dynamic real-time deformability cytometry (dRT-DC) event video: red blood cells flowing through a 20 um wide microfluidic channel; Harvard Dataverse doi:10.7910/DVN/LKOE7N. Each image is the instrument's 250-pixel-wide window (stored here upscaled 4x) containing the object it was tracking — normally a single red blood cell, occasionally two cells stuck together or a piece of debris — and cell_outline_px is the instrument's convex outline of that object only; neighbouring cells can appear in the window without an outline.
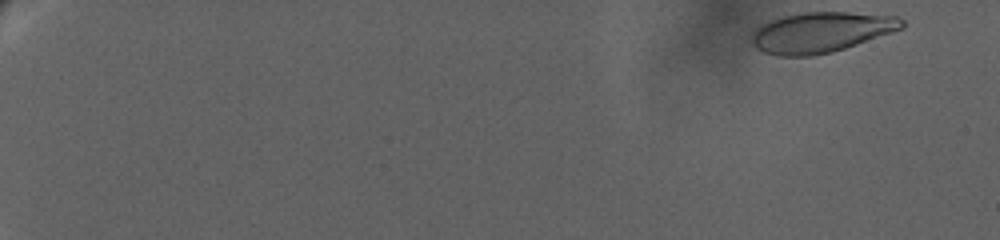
{"species": "human", "species_latin": "Homo sapiens", "temperature_condition": "warm", "stored_images_in_passage": 81, "camera_frame_rate_fps": 3000, "um_per_image_px": 0.085, "donor": {"sex": "female"}, "frame": {"image": 1, "passage_image": 2, "time_ms": 0.333, "image_size_px": [1000, 240], "cell_outline_px": [[904, 28], [832, 52], [812, 56], [776, 56], [764, 52], [756, 48], [752, 44], [752, 36], [756, 28], [768, 20], [784, 16], [804, 12], [848, 12], [896, 16], [904, 20]], "centroid_in_image_um": [69.77, 2.74], "position_along_channel_um": 15.2, "area_um2": 35.26}}
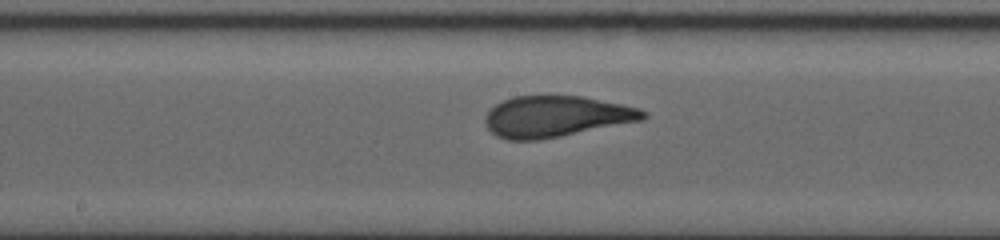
{"frame": {"image": 2, "passage_image": 50, "time_ms": 14.333, "image_size_px": [1000, 240], "cell_outline_px": [[648, 116], [644, 120], [560, 136], [536, 140], [508, 140], [496, 136], [488, 128], [484, 120], [484, 116], [496, 104], [512, 96], [584, 96], [640, 108], [648, 112]], "centroid_in_image_um": [47.28, 9.9], "position_along_channel_um": 200.9, "area_um2": 37.86}}
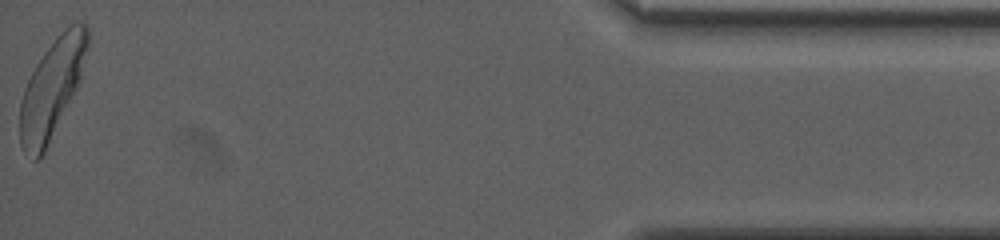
{"frame": {"image": 3, "passage_image": 81, "time_ms": 24.667, "image_size_px": [1000, 240], "cell_outline_px": [[88, 44], [80, 84], [44, 152], [36, 160], [32, 160], [20, 144], [20, 100], [24, 88], [36, 64], [44, 52], [56, 36], [64, 28], [80, 20], [88, 24]], "centroid_in_image_um": [4.43, 7.48], "position_along_channel_um": 430.8, "area_um2": 38.84}, "authors_computed_cell_mechanics": {"area_um2": 37.0498, "velocity_mm_per_s": 2.8687, "shape_relaxation_time_tau1_ms": 4.44, "shape_relaxation_time_tau2_ms": null, "deformation_change_tau1": 0.1748, "deformation_change_tau2": null}}